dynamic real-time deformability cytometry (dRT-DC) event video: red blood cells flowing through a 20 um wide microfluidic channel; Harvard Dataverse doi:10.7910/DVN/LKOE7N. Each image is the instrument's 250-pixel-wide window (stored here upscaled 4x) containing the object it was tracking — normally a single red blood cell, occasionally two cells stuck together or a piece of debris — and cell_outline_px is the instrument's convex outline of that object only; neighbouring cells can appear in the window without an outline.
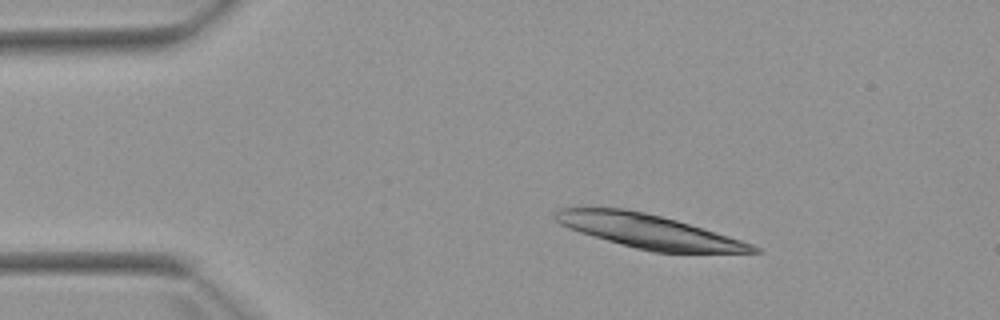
{"species": "Egyptian fruit bat (a non-hibernating species)", "species_latin": "Rousettus aegyptiacus", "temperature_condition": "warm", "stored_images_in_passage": 4, "camera_frame_rate_fps": 3000, "um_per_image_px": 0.085, "animal": {"sex": "female"}, "frame": {"image": 1, "passage_image": 2, "time_ms": 2.0, "image_size_px": [1000, 320], "cell_outline_px": [[764, 252], [652, 252], [620, 244], [580, 232], [568, 228], [560, 224], [552, 216], [560, 208], [624, 208], [644, 212], [676, 220], [716, 232], [752, 244], [760, 248]], "centroid_in_image_um": [55.11, 19.66], "position_along_channel_um": 29.9, "area_um2": 38.38}}